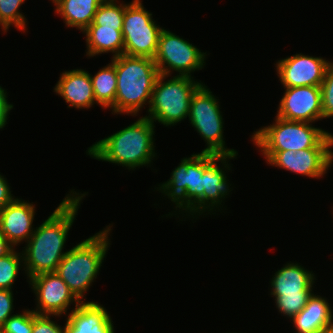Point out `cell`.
<instances>
[{"label": "cell", "mask_w": 333, "mask_h": 333, "mask_svg": "<svg viewBox=\"0 0 333 333\" xmlns=\"http://www.w3.org/2000/svg\"><path fill=\"white\" fill-rule=\"evenodd\" d=\"M323 118L333 116V63L327 68L325 78L321 83Z\"/></svg>", "instance_id": "obj_28"}, {"label": "cell", "mask_w": 333, "mask_h": 333, "mask_svg": "<svg viewBox=\"0 0 333 333\" xmlns=\"http://www.w3.org/2000/svg\"><path fill=\"white\" fill-rule=\"evenodd\" d=\"M13 249H15L14 246L0 232V258L9 254Z\"/></svg>", "instance_id": "obj_33"}, {"label": "cell", "mask_w": 333, "mask_h": 333, "mask_svg": "<svg viewBox=\"0 0 333 333\" xmlns=\"http://www.w3.org/2000/svg\"><path fill=\"white\" fill-rule=\"evenodd\" d=\"M111 61L117 73L115 114L136 115L146 102L150 105L159 75L156 63L152 58L125 54L113 57Z\"/></svg>", "instance_id": "obj_3"}, {"label": "cell", "mask_w": 333, "mask_h": 333, "mask_svg": "<svg viewBox=\"0 0 333 333\" xmlns=\"http://www.w3.org/2000/svg\"><path fill=\"white\" fill-rule=\"evenodd\" d=\"M275 123L253 133L252 141L261 151H295L316 147L329 132L309 122L289 121L278 116Z\"/></svg>", "instance_id": "obj_6"}, {"label": "cell", "mask_w": 333, "mask_h": 333, "mask_svg": "<svg viewBox=\"0 0 333 333\" xmlns=\"http://www.w3.org/2000/svg\"><path fill=\"white\" fill-rule=\"evenodd\" d=\"M54 92L63 97L68 107L90 108L97 103L93 93L92 81L88 71L74 69L61 74Z\"/></svg>", "instance_id": "obj_19"}, {"label": "cell", "mask_w": 333, "mask_h": 333, "mask_svg": "<svg viewBox=\"0 0 333 333\" xmlns=\"http://www.w3.org/2000/svg\"><path fill=\"white\" fill-rule=\"evenodd\" d=\"M111 227L107 226L103 231L72 247L56 268L55 273L80 302L102 266L110 244L108 236Z\"/></svg>", "instance_id": "obj_4"}, {"label": "cell", "mask_w": 333, "mask_h": 333, "mask_svg": "<svg viewBox=\"0 0 333 333\" xmlns=\"http://www.w3.org/2000/svg\"><path fill=\"white\" fill-rule=\"evenodd\" d=\"M13 292L9 289H0V327L12 316Z\"/></svg>", "instance_id": "obj_30"}, {"label": "cell", "mask_w": 333, "mask_h": 333, "mask_svg": "<svg viewBox=\"0 0 333 333\" xmlns=\"http://www.w3.org/2000/svg\"><path fill=\"white\" fill-rule=\"evenodd\" d=\"M141 2L133 0L130 4H125L122 26L123 54L154 59L163 28L155 23L152 13L146 11Z\"/></svg>", "instance_id": "obj_10"}, {"label": "cell", "mask_w": 333, "mask_h": 333, "mask_svg": "<svg viewBox=\"0 0 333 333\" xmlns=\"http://www.w3.org/2000/svg\"><path fill=\"white\" fill-rule=\"evenodd\" d=\"M117 0H105L97 9L93 22L90 25L103 27H122L125 4L117 5Z\"/></svg>", "instance_id": "obj_24"}, {"label": "cell", "mask_w": 333, "mask_h": 333, "mask_svg": "<svg viewBox=\"0 0 333 333\" xmlns=\"http://www.w3.org/2000/svg\"><path fill=\"white\" fill-rule=\"evenodd\" d=\"M333 135L329 133L316 147L295 151H261L268 165L277 166L309 178H320L333 161Z\"/></svg>", "instance_id": "obj_11"}, {"label": "cell", "mask_w": 333, "mask_h": 333, "mask_svg": "<svg viewBox=\"0 0 333 333\" xmlns=\"http://www.w3.org/2000/svg\"><path fill=\"white\" fill-rule=\"evenodd\" d=\"M66 318V333H115L112 319L99 303L82 301Z\"/></svg>", "instance_id": "obj_18"}, {"label": "cell", "mask_w": 333, "mask_h": 333, "mask_svg": "<svg viewBox=\"0 0 333 333\" xmlns=\"http://www.w3.org/2000/svg\"><path fill=\"white\" fill-rule=\"evenodd\" d=\"M25 0H0V25L5 33L14 25L18 30H26V18L20 13V6Z\"/></svg>", "instance_id": "obj_25"}, {"label": "cell", "mask_w": 333, "mask_h": 333, "mask_svg": "<svg viewBox=\"0 0 333 333\" xmlns=\"http://www.w3.org/2000/svg\"><path fill=\"white\" fill-rule=\"evenodd\" d=\"M6 91L0 86V129L7 124L9 111L13 109V105L7 101Z\"/></svg>", "instance_id": "obj_31"}, {"label": "cell", "mask_w": 333, "mask_h": 333, "mask_svg": "<svg viewBox=\"0 0 333 333\" xmlns=\"http://www.w3.org/2000/svg\"><path fill=\"white\" fill-rule=\"evenodd\" d=\"M271 279V295L279 312L294 318L312 296L314 274L298 263H287Z\"/></svg>", "instance_id": "obj_9"}, {"label": "cell", "mask_w": 333, "mask_h": 333, "mask_svg": "<svg viewBox=\"0 0 333 333\" xmlns=\"http://www.w3.org/2000/svg\"><path fill=\"white\" fill-rule=\"evenodd\" d=\"M2 333H32L33 310H24L22 313L13 314L0 327Z\"/></svg>", "instance_id": "obj_27"}, {"label": "cell", "mask_w": 333, "mask_h": 333, "mask_svg": "<svg viewBox=\"0 0 333 333\" xmlns=\"http://www.w3.org/2000/svg\"><path fill=\"white\" fill-rule=\"evenodd\" d=\"M12 195L6 178L0 174V209H3L15 199Z\"/></svg>", "instance_id": "obj_32"}, {"label": "cell", "mask_w": 333, "mask_h": 333, "mask_svg": "<svg viewBox=\"0 0 333 333\" xmlns=\"http://www.w3.org/2000/svg\"><path fill=\"white\" fill-rule=\"evenodd\" d=\"M205 56L196 46L163 28L154 62L159 74L170 76L171 71H176L179 76L192 77L191 72L204 67Z\"/></svg>", "instance_id": "obj_12"}, {"label": "cell", "mask_w": 333, "mask_h": 333, "mask_svg": "<svg viewBox=\"0 0 333 333\" xmlns=\"http://www.w3.org/2000/svg\"><path fill=\"white\" fill-rule=\"evenodd\" d=\"M237 155H216L204 152V173L202 176V189L203 191V213L205 211H213L215 206L219 208L222 205V199L229 195L231 191L226 176V169L230 170L227 160L234 159ZM217 162H221L224 168Z\"/></svg>", "instance_id": "obj_16"}, {"label": "cell", "mask_w": 333, "mask_h": 333, "mask_svg": "<svg viewBox=\"0 0 333 333\" xmlns=\"http://www.w3.org/2000/svg\"><path fill=\"white\" fill-rule=\"evenodd\" d=\"M21 263H23L22 253L20 254L14 249L0 258V289L12 290L19 268H22Z\"/></svg>", "instance_id": "obj_26"}, {"label": "cell", "mask_w": 333, "mask_h": 333, "mask_svg": "<svg viewBox=\"0 0 333 333\" xmlns=\"http://www.w3.org/2000/svg\"><path fill=\"white\" fill-rule=\"evenodd\" d=\"M92 81L93 93L97 104L104 108H111L115 114V96L117 89V73L113 62L100 69Z\"/></svg>", "instance_id": "obj_23"}, {"label": "cell", "mask_w": 333, "mask_h": 333, "mask_svg": "<svg viewBox=\"0 0 333 333\" xmlns=\"http://www.w3.org/2000/svg\"><path fill=\"white\" fill-rule=\"evenodd\" d=\"M332 313L326 298L312 294L305 307L291 321L296 333H319L333 323Z\"/></svg>", "instance_id": "obj_20"}, {"label": "cell", "mask_w": 333, "mask_h": 333, "mask_svg": "<svg viewBox=\"0 0 333 333\" xmlns=\"http://www.w3.org/2000/svg\"><path fill=\"white\" fill-rule=\"evenodd\" d=\"M168 75L159 74L153 88L148 113L153 123L158 121L165 126H173L189 116L191 97L202 82L193 77L173 76L164 82Z\"/></svg>", "instance_id": "obj_5"}, {"label": "cell", "mask_w": 333, "mask_h": 333, "mask_svg": "<svg viewBox=\"0 0 333 333\" xmlns=\"http://www.w3.org/2000/svg\"><path fill=\"white\" fill-rule=\"evenodd\" d=\"M37 300L36 314L60 316L65 314L71 303L75 308L80 301L70 291L67 284L55 272L40 273L29 278Z\"/></svg>", "instance_id": "obj_13"}, {"label": "cell", "mask_w": 333, "mask_h": 333, "mask_svg": "<svg viewBox=\"0 0 333 333\" xmlns=\"http://www.w3.org/2000/svg\"><path fill=\"white\" fill-rule=\"evenodd\" d=\"M204 173V152L183 158L170 179L157 187L168 196L177 208L190 215L203 213L202 176Z\"/></svg>", "instance_id": "obj_7"}, {"label": "cell", "mask_w": 333, "mask_h": 333, "mask_svg": "<svg viewBox=\"0 0 333 333\" xmlns=\"http://www.w3.org/2000/svg\"><path fill=\"white\" fill-rule=\"evenodd\" d=\"M319 333H333V323L330 325H327L323 330H321Z\"/></svg>", "instance_id": "obj_34"}, {"label": "cell", "mask_w": 333, "mask_h": 333, "mask_svg": "<svg viewBox=\"0 0 333 333\" xmlns=\"http://www.w3.org/2000/svg\"><path fill=\"white\" fill-rule=\"evenodd\" d=\"M54 212L39 226L26 242L22 251L24 270L27 278L40 273L55 272L66 255L62 252L68 232L75 220L77 211L86 193L70 191Z\"/></svg>", "instance_id": "obj_1"}, {"label": "cell", "mask_w": 333, "mask_h": 333, "mask_svg": "<svg viewBox=\"0 0 333 333\" xmlns=\"http://www.w3.org/2000/svg\"><path fill=\"white\" fill-rule=\"evenodd\" d=\"M51 316L47 314H36L33 311V331L32 333H66V323L61 327L55 321L50 320Z\"/></svg>", "instance_id": "obj_29"}, {"label": "cell", "mask_w": 333, "mask_h": 333, "mask_svg": "<svg viewBox=\"0 0 333 333\" xmlns=\"http://www.w3.org/2000/svg\"><path fill=\"white\" fill-rule=\"evenodd\" d=\"M105 0H56L55 12L62 16L66 26L82 32L93 22L98 7Z\"/></svg>", "instance_id": "obj_22"}, {"label": "cell", "mask_w": 333, "mask_h": 333, "mask_svg": "<svg viewBox=\"0 0 333 333\" xmlns=\"http://www.w3.org/2000/svg\"><path fill=\"white\" fill-rule=\"evenodd\" d=\"M212 92L203 83L191 97L189 121L205 140L207 147L201 152L216 155H237V151L225 147L223 117Z\"/></svg>", "instance_id": "obj_8"}, {"label": "cell", "mask_w": 333, "mask_h": 333, "mask_svg": "<svg viewBox=\"0 0 333 333\" xmlns=\"http://www.w3.org/2000/svg\"><path fill=\"white\" fill-rule=\"evenodd\" d=\"M154 128V123L149 118L141 117L128 127L90 146L87 154L99 161L128 167L129 170L148 166L156 156Z\"/></svg>", "instance_id": "obj_2"}, {"label": "cell", "mask_w": 333, "mask_h": 333, "mask_svg": "<svg viewBox=\"0 0 333 333\" xmlns=\"http://www.w3.org/2000/svg\"><path fill=\"white\" fill-rule=\"evenodd\" d=\"M83 33L86 35L87 54L89 57L112 52L113 57L123 54L124 41L122 27H103L89 25Z\"/></svg>", "instance_id": "obj_21"}, {"label": "cell", "mask_w": 333, "mask_h": 333, "mask_svg": "<svg viewBox=\"0 0 333 333\" xmlns=\"http://www.w3.org/2000/svg\"><path fill=\"white\" fill-rule=\"evenodd\" d=\"M34 215L32 203L16 198L0 209V232L13 246L27 242L35 231L32 227Z\"/></svg>", "instance_id": "obj_17"}, {"label": "cell", "mask_w": 333, "mask_h": 333, "mask_svg": "<svg viewBox=\"0 0 333 333\" xmlns=\"http://www.w3.org/2000/svg\"><path fill=\"white\" fill-rule=\"evenodd\" d=\"M331 62L321 57L296 54L279 60L277 75L284 88L321 86Z\"/></svg>", "instance_id": "obj_15"}, {"label": "cell", "mask_w": 333, "mask_h": 333, "mask_svg": "<svg viewBox=\"0 0 333 333\" xmlns=\"http://www.w3.org/2000/svg\"><path fill=\"white\" fill-rule=\"evenodd\" d=\"M276 116L289 121L315 122L323 119L320 86L285 88Z\"/></svg>", "instance_id": "obj_14"}]
</instances>
